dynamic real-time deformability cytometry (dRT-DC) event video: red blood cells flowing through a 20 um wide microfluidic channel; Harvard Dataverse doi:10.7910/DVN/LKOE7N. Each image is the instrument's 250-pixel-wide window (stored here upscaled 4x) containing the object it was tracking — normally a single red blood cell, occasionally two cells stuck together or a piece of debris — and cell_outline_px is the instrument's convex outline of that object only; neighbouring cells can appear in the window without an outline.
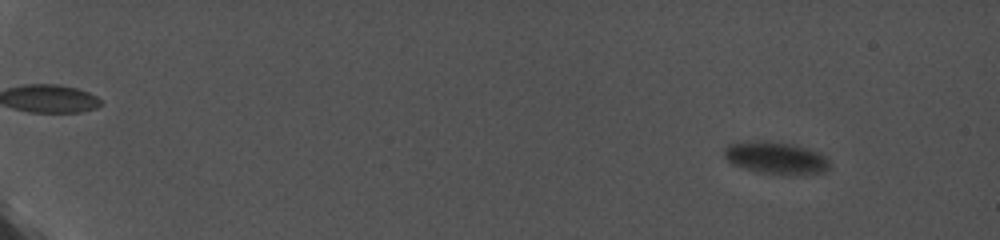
{"species": "common noctule bat (a hibernating species)", "species_latin": "Nyctalus noctula", "temperature_condition": "cold", "stored_images_in_passage": 101, "camera_frame_rate_fps": 5000, "um_per_image_px": 0.085, "animal": {"sex": "female", "body_mass_g": 19.0, "forearm_length_mm": 56.7}, "frame": {"image": 1, "passage_image": 14, "time_ms": 2.6, "image_size_px": [1000, 240], "cell_outline_px": [[828, 168], [824, 172], [792, 176], [756, 172], [732, 164], [724, 156], [724, 148], [728, 144], [752, 140], [768, 140], [792, 144], [816, 152], [824, 156], [828, 160]], "centroid_in_image_um": [65.9, 13.43], "position_along_channel_um": 19.1, "area_um2": 20.0}}
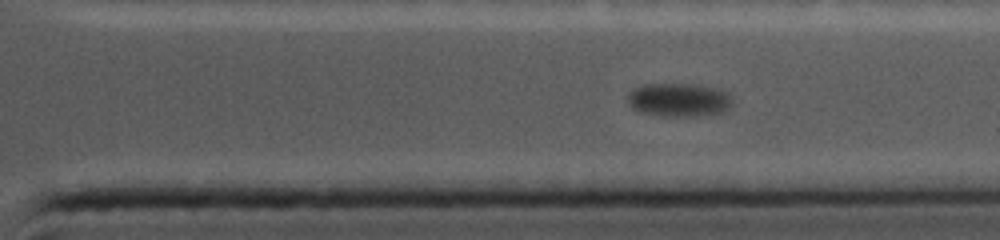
{"frame": {"image": 2, "passage_image": 88, "time_ms": 17.4, "image_size_px": [1000, 240], "cell_outline_px": [[732, 104], [724, 112], [688, 116], [660, 116], [640, 112], [632, 108], [628, 104], [628, 96], [636, 88], [648, 84], [688, 84], [712, 88], [724, 92], [732, 96]], "centroid_in_image_um": [57.69, 8.5], "position_along_channel_um": 353.7, "area_um2": 20.06}}
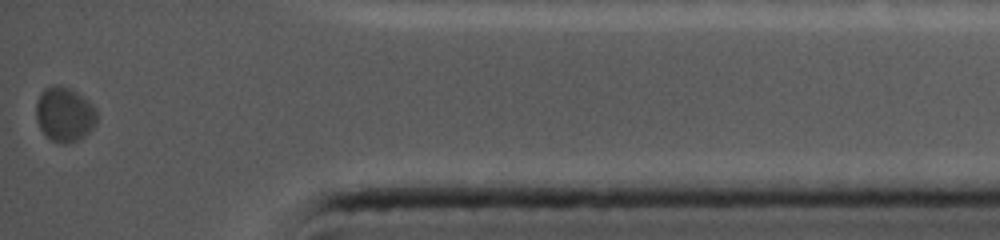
{"frame": {"image": 3, "passage_image": 101, "time_ms": 20.0, "image_size_px": [1000, 240], "cell_outline_px": [[96, 124], [84, 136], [76, 140], [64, 144], [60, 144], [52, 140], [40, 128], [36, 120], [36, 100], [40, 92], [44, 88], [68, 88], [76, 92], [88, 100], [92, 104], [96, 112]], "centroid_in_image_um": [5.47, 9.74], "position_along_channel_um": 429.7, "area_um2": 18.9}}